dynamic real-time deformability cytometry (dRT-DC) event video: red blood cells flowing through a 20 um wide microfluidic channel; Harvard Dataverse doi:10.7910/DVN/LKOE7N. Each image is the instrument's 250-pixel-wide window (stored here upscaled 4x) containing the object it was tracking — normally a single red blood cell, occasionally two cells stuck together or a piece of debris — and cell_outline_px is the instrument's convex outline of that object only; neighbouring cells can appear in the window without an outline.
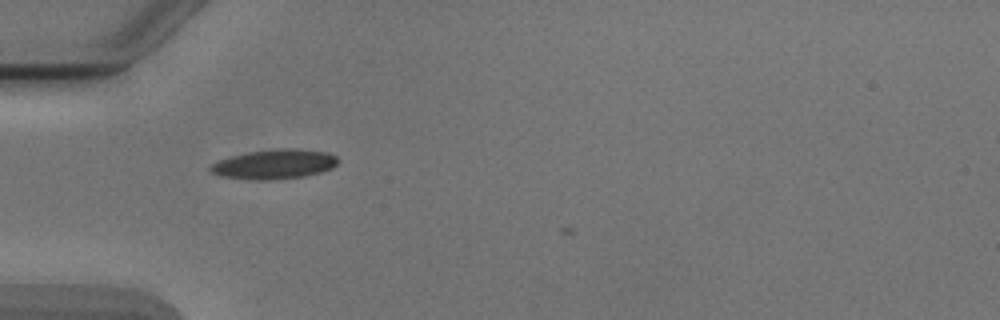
{"species": "Egyptian fruit bat (a non-hibernating species)", "species_latin": "Rousettus aegyptiacus", "temperature_condition": "cold", "stored_images_in_passage": 5, "camera_frame_rate_fps": 3000, "um_per_image_px": 0.085, "animal": {"sex": "male"}, "frame": {"image": 1, "passage_image": 2, "time_ms": 0.333, "image_size_px": [1000, 320], "cell_outline_px": [[340, 160], [332, 168], [320, 172], [304, 176], [268, 180], [252, 180], [220, 176], [208, 172], [208, 168], [216, 160], [248, 152], [276, 148], [296, 148], [328, 152], [336, 156]], "centroid_in_image_um": [23.29, 13.95], "position_along_channel_um": 61.7, "area_um2": 22.25}}
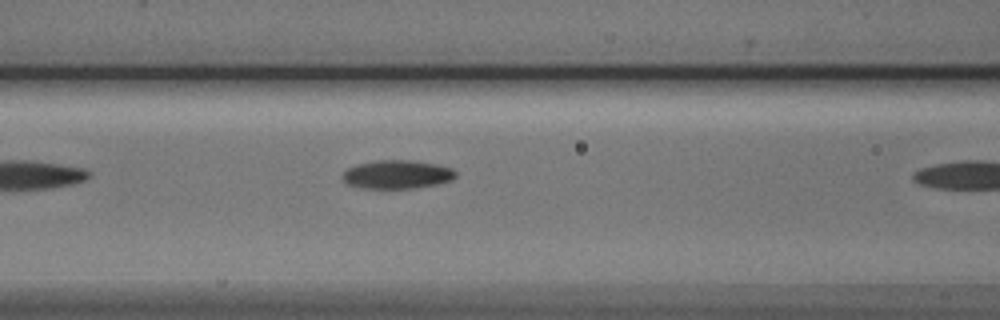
{"frame": {"image": 2, "passage_image": 4, "time_ms": 1.0, "image_size_px": [1000, 320], "cell_outline_px": [[456, 176], [452, 180], [436, 184], [412, 188], [360, 188], [348, 184], [340, 176], [348, 168], [356, 164], [376, 160], [412, 160], [436, 164], [452, 168], [456, 172]], "centroid_in_image_um": [33.74, 14.82], "position_along_channel_um": 132.9, "area_um2": 18.84}}